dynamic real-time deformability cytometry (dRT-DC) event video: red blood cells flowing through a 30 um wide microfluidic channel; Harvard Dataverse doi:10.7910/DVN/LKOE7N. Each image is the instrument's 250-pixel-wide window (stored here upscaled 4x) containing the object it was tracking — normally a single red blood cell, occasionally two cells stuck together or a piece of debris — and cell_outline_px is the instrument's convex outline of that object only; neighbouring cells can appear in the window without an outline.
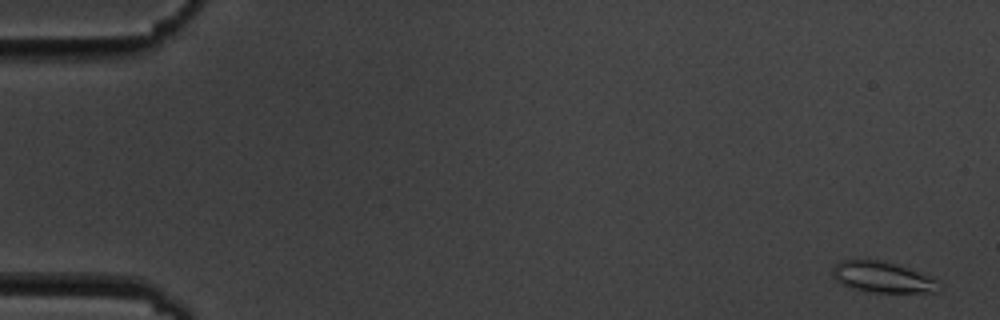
{"species": "common noctule bat (a hibernating species)", "species_latin": "Nyctalus noctula", "temperature_condition": "cold", "stored_images_in_passage": 7, "camera_frame_rate_fps": 3000, "um_per_image_px": 0.085, "animal": {"sex": "male", "body_mass_g": 19.5, "forearm_length_mm": 54.6}, "frame": {"image": 1, "passage_image": 1, "time_ms": 0.0, "image_size_px": [1000, 320], "cell_outline_px": [[944, 288], [936, 292], [872, 292], [852, 288], [836, 280], [832, 272], [832, 268], [836, 264], [844, 260], [884, 260], [896, 264], [936, 280]], "centroid_in_image_um": [75.02, 23.56], "position_along_channel_um": 10.0, "area_um2": 18.79}}
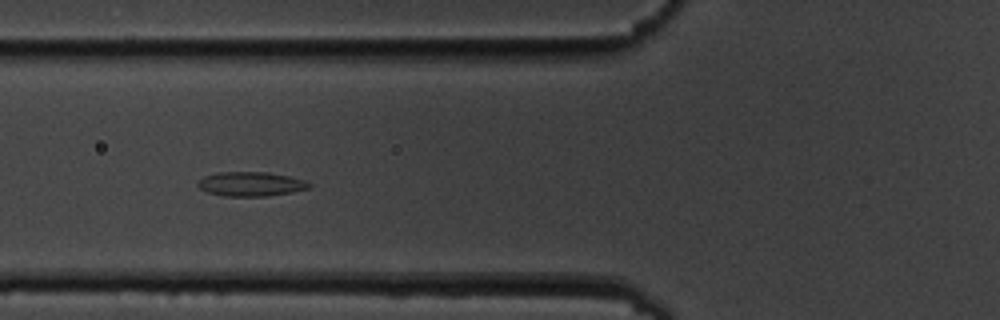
{"frame": {"image": 2, "passage_image": 6, "time_ms": 6.667, "image_size_px": [1000, 320], "cell_outline_px": [[312, 184], [308, 188], [292, 192], [268, 196], [224, 196], [208, 192], [200, 188], [196, 184], [196, 180], [204, 176], [220, 172], [268, 172], [308, 180]], "centroid_in_image_um": [21.32, 15.63], "position_along_channel_um": 104.5, "area_um2": 15.9}}
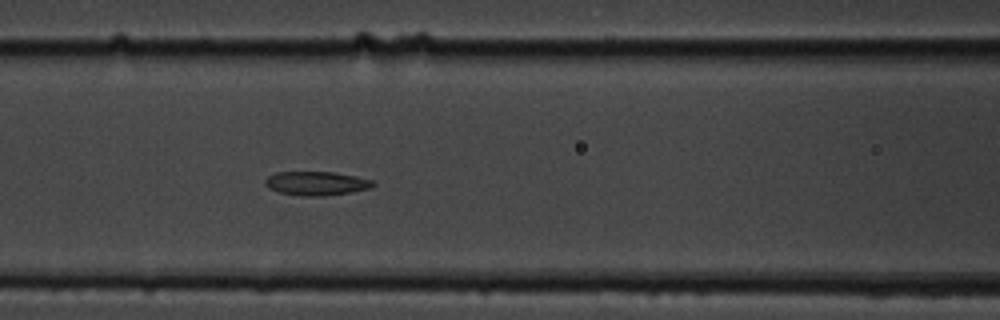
{"frame": {"image": 3, "passage_image": 7, "time_ms": 7.667, "image_size_px": [1000, 320], "cell_outline_px": [[376, 184], [372, 188], [324, 196], [304, 196], [280, 192], [268, 188], [264, 184], [264, 180], [268, 176], [276, 172], [336, 172], [356, 176], [372, 180]], "centroid_in_image_um": [26.89, 15.58], "position_along_channel_um": 139.7, "area_um2": 15.03}}